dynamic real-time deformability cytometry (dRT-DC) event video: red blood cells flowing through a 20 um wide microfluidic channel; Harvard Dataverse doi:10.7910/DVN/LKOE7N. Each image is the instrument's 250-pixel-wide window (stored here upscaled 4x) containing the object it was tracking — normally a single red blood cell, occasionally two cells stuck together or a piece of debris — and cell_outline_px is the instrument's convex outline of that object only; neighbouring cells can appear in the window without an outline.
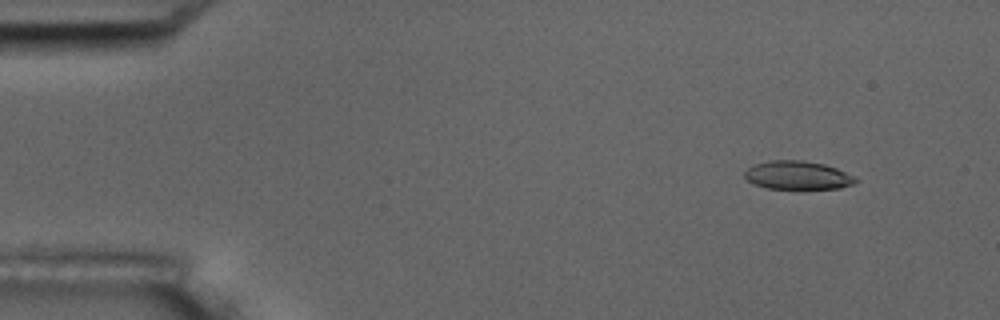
{"species": "common noctule bat (a hibernating species)", "species_latin": "Nyctalus noctula", "temperature_condition": "room temperature", "stored_images_in_passage": 5, "camera_frame_rate_fps": 3000, "um_per_image_px": 0.085, "animal": {"sex": "male", "body_mass_g": 17.5, "forearm_length_mm": 52.3}, "frame": {"image": 1, "passage_image": 2, "time_ms": 1.0, "image_size_px": [1000, 320], "cell_outline_px": [[860, 180], [852, 184], [840, 188], [768, 188], [756, 184], [748, 180], [744, 176], [744, 172], [752, 164], [768, 160], [800, 160], [824, 164], [836, 168], [856, 176]], "centroid_in_image_um": [67.81, 14.88], "position_along_channel_um": 17.2, "area_um2": 18.32}}
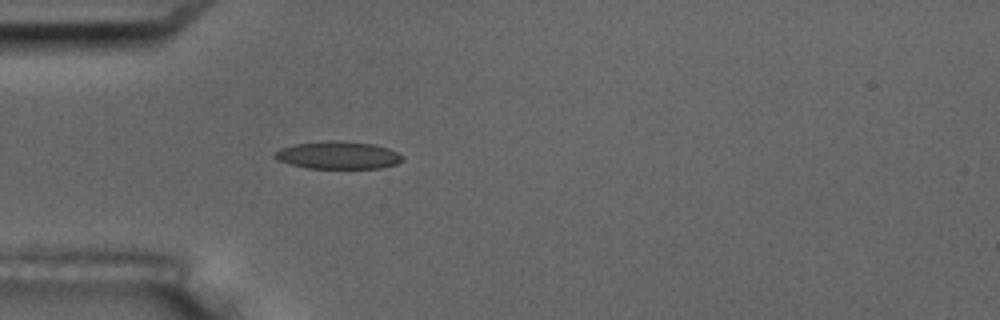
{"frame": {"image": 2, "passage_image": 5, "time_ms": 4.667, "image_size_px": [1000, 320], "cell_outline_px": [[404, 160], [396, 164], [380, 168], [308, 168], [276, 160], [272, 156], [280, 148], [292, 144], [328, 140], [332, 140], [372, 144], [388, 148], [404, 156]], "centroid_in_image_um": [28.72, 13.19], "position_along_channel_um": 56.3, "area_um2": 20.52}}